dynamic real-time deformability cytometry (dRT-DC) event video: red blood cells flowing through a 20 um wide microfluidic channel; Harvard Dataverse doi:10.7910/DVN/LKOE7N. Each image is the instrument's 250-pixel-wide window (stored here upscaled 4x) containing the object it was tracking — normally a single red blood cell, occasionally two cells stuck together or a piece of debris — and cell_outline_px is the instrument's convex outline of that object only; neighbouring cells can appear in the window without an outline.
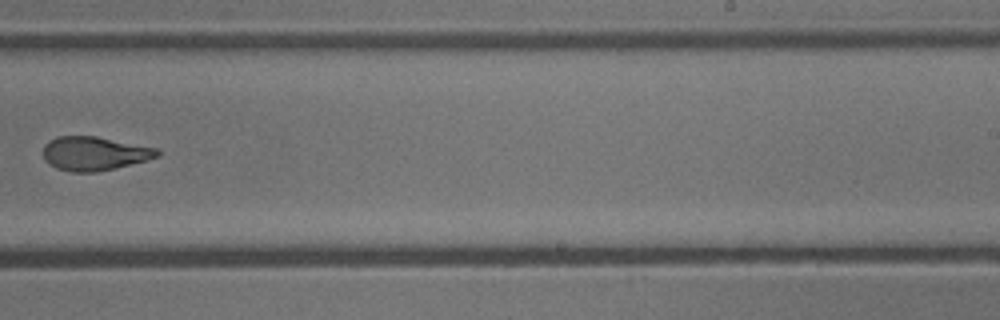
{"species": "common noctule bat (a hibernating species)", "species_latin": "Nyctalus noctula", "temperature_condition": "cold", "stored_images_in_passage": 10, "camera_frame_rate_fps": 3000, "um_per_image_px": 0.085, "animal": {"sex": "male", "body_mass_g": 13.3}, "frame": {"image": 1, "passage_image": 9, "time_ms": 9.667, "image_size_px": [1000, 320], "cell_outline_px": [[160, 156], [148, 160], [96, 172], [72, 172], [56, 168], [48, 164], [44, 160], [44, 144], [48, 140], [56, 136], [96, 136], [156, 148], [160, 152]], "centroid_in_image_um": [7.99, 13.04], "position_along_channel_um": 281.0, "area_um2": 22.54}}
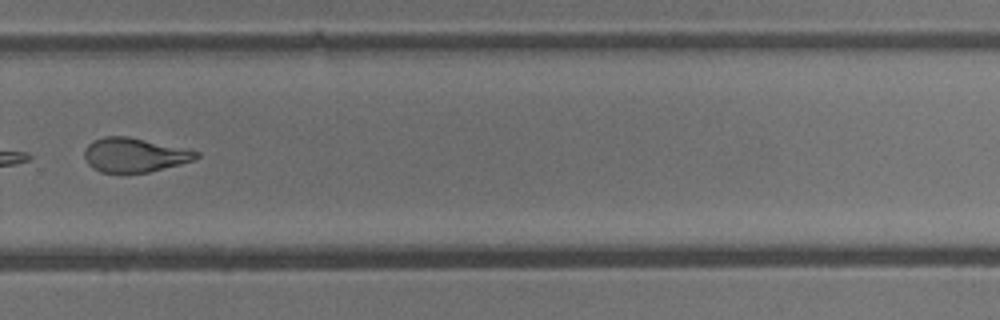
{"frame": {"image": 2, "passage_image": 10, "time_ms": 10.667, "image_size_px": [1000, 320], "cell_outline_px": [[200, 156], [192, 160], [180, 164], [148, 172], [100, 172], [92, 168], [88, 164], [84, 156], [84, 148], [88, 144], [104, 136], [128, 136], [200, 152]], "centroid_in_image_um": [11.39, 13.17], "position_along_channel_um": 318.4, "area_um2": 22.02}}